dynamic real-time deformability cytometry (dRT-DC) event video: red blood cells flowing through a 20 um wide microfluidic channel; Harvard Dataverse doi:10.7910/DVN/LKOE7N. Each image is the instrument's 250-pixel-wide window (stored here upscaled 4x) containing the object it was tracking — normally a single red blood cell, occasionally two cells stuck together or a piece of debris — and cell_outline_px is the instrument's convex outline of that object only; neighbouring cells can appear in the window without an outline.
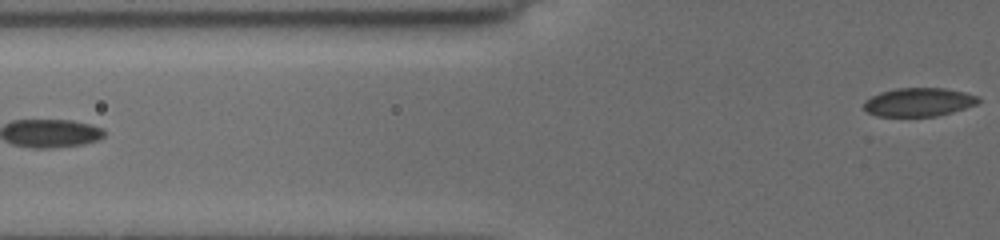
{"species": "common noctule bat (a hibernating species)", "species_latin": "Nyctalus noctula", "temperature_condition": "cold", "stored_images_in_passage": 13, "segment_of_instrument_passage": [2, 2], "camera_frame_rate_fps": 3000, "um_per_image_px": 0.085, "animal": {"sex": "female", "body_mass_g": 19.5, "forearm_length_mm": 54.1}, "frame": {"image": 1, "passage_image": 13, "time_ms": 8.0, "image_size_px": [1000, 240], "cell_outline_px": [[984, 100], [976, 104], [952, 112], [936, 116], [876, 116], [868, 112], [864, 108], [864, 100], [880, 92], [896, 88], [944, 88], [964, 92], [980, 96]], "centroid_in_image_um": [78.12, 8.67], "position_along_channel_um": 47.7, "area_um2": 19.13}}